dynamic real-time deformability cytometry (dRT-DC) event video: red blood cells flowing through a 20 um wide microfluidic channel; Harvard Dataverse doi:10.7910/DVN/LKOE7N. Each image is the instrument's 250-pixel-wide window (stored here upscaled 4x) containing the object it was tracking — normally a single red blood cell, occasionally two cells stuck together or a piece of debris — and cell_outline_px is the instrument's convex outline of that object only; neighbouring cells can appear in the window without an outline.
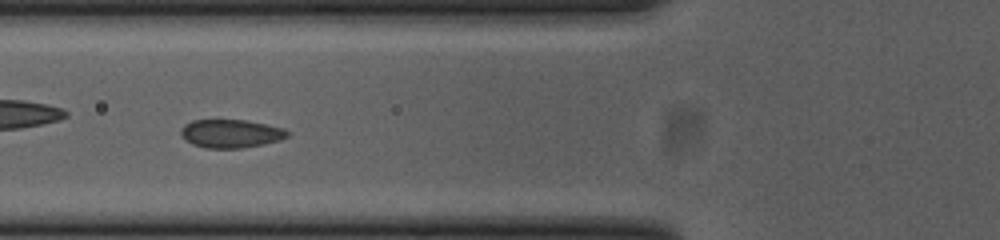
{"species": "common noctule bat (a hibernating species)", "species_latin": "Nyctalus noctula", "temperature_condition": "cold", "stored_images_in_passage": 39, "camera_frame_rate_fps": 3000, "um_per_image_px": 0.085, "animal": {"sex": "female", "body_mass_g": 23.0, "forearm_length_mm": 53.4}, "frame": {"image": 1, "passage_image": 4, "time_ms": 1.0, "image_size_px": [1000, 240], "cell_outline_px": [[288, 136], [280, 140], [264, 144], [240, 148], [204, 148], [192, 144], [180, 136], [180, 128], [184, 124], [192, 120], [248, 120], [284, 128], [288, 132]], "centroid_in_image_um": [19.59, 11.35], "position_along_channel_um": 106.2, "area_um2": 17.74}}
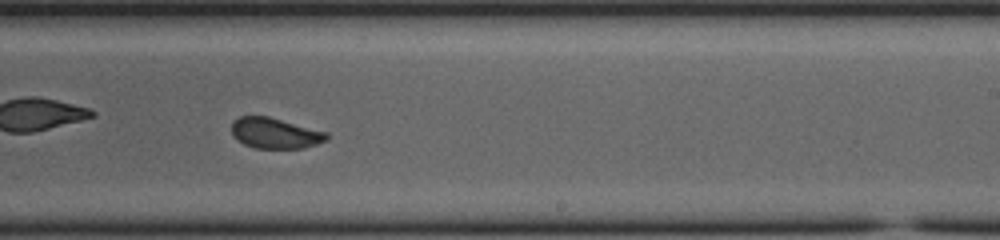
{"frame": {"image": 2, "passage_image": 17, "time_ms": 5.333, "image_size_px": [1000, 240], "cell_outline_px": [[328, 140], [304, 148], [256, 148], [244, 144], [236, 140], [232, 136], [232, 120], [240, 116], [268, 116], [328, 132]], "centroid_in_image_um": [23.37, 11.32], "position_along_channel_um": 265.6, "area_um2": 17.11}}
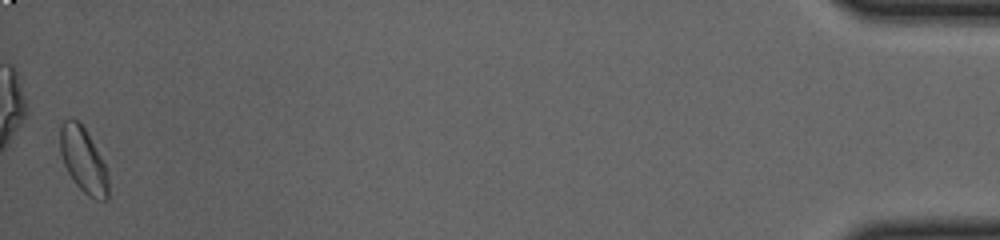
{"frame": {"image": 3, "passage_image": 38, "time_ms": 12.333, "image_size_px": [1000, 240], "cell_outline_px": [[108, 196], [104, 200], [96, 200], [88, 196], [76, 184], [68, 172], [64, 164], [60, 152], [60, 128], [64, 120], [72, 116], [84, 128], [104, 164], [108, 172]], "centroid_in_image_um": [7.06, 13.62], "position_along_channel_um": 428.1, "area_um2": 17.98}, "authors_computed_cell_mechanics": {"area_um2": 17.5134, "velocity_mm_per_s": 3.6904, "shape_relaxation_time_tau1_ms": 3.9199, "shape_relaxation_time_tau2_ms": null, "deformation_change_tau1": 0.0697, "deformation_change_tau2": null}}